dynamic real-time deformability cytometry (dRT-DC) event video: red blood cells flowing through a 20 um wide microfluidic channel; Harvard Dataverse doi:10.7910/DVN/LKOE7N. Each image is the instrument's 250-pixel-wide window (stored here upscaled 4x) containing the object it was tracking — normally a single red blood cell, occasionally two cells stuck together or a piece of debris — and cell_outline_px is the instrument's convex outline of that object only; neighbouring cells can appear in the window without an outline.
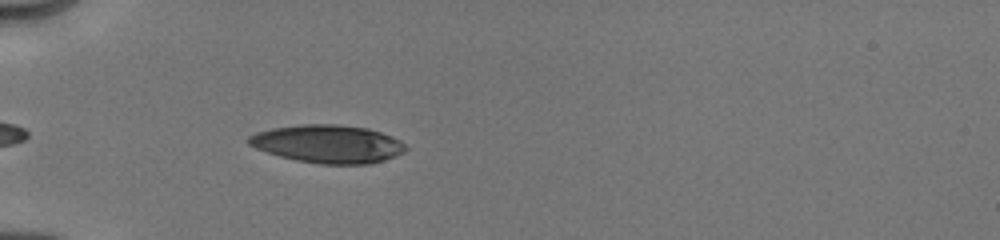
{"species": "human", "species_latin": "Homo sapiens", "temperature_condition": "cold", "stored_images_in_passage": 7, "camera_frame_rate_fps": 3000, "um_per_image_px": 0.085, "donor": {"sex": "male"}, "frame": {"image": 1, "passage_image": 7, "time_ms": 5.667, "image_size_px": [1000, 240], "cell_outline_px": [[408, 148], [404, 152], [396, 156], [384, 160], [368, 164], [320, 164], [296, 160], [280, 156], [256, 148], [248, 144], [248, 136], [256, 132], [272, 128], [300, 124], [336, 124], [368, 128], [392, 136], [400, 140]], "centroid_in_image_um": [27.88, 12.23], "position_along_channel_um": 57.1, "area_um2": 34.85}}